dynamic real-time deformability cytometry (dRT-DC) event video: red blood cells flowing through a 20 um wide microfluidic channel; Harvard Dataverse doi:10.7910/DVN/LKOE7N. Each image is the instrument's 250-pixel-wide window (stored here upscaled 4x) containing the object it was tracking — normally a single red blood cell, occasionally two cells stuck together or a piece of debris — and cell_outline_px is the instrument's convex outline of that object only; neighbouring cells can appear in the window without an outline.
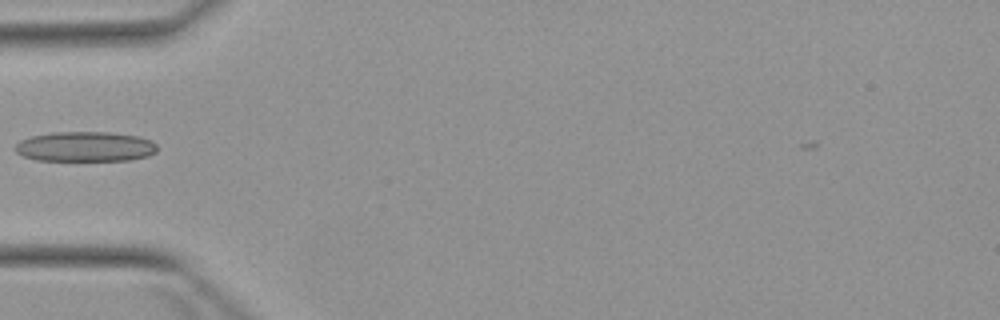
{"species": "Egyptian fruit bat (a non-hibernating species)", "species_latin": "Rousettus aegyptiacus", "temperature_condition": "warm", "stored_images_in_passage": 5, "camera_frame_rate_fps": 3000, "um_per_image_px": 0.085, "animal": {"sex": "female"}, "frame": {"image": 1, "passage_image": 4, "time_ms": 4.667, "image_size_px": [1000, 320], "cell_outline_px": [[156, 152], [148, 156], [132, 160], [36, 160], [24, 156], [16, 152], [12, 148], [20, 140], [32, 136], [52, 132], [112, 132], [140, 136], [152, 140], [156, 144]], "centroid_in_image_um": [7.26, 12.45], "position_along_channel_um": 77.7, "area_um2": 25.03}}
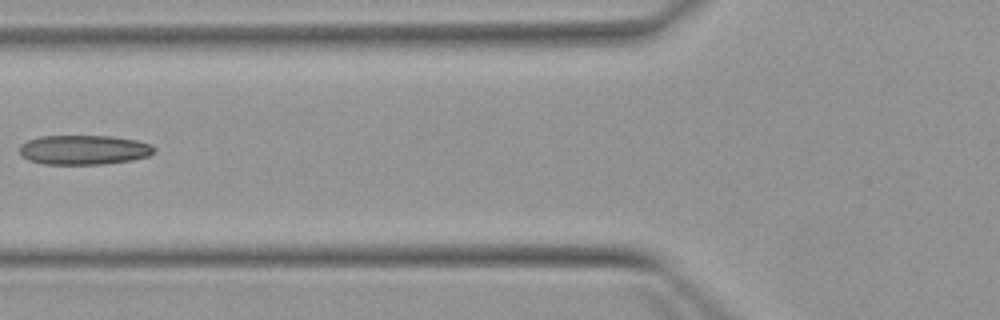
{"frame": {"image": 2, "passage_image": 5, "time_ms": 5.667, "image_size_px": [1000, 320], "cell_outline_px": [[156, 148], [148, 156], [132, 160], [100, 164], [44, 164], [28, 160], [20, 152], [20, 144], [28, 140], [40, 136], [112, 136], [136, 140], [152, 144]], "centroid_in_image_um": [7.13, 12.73], "position_along_channel_um": 118.7, "area_um2": 23.12}}